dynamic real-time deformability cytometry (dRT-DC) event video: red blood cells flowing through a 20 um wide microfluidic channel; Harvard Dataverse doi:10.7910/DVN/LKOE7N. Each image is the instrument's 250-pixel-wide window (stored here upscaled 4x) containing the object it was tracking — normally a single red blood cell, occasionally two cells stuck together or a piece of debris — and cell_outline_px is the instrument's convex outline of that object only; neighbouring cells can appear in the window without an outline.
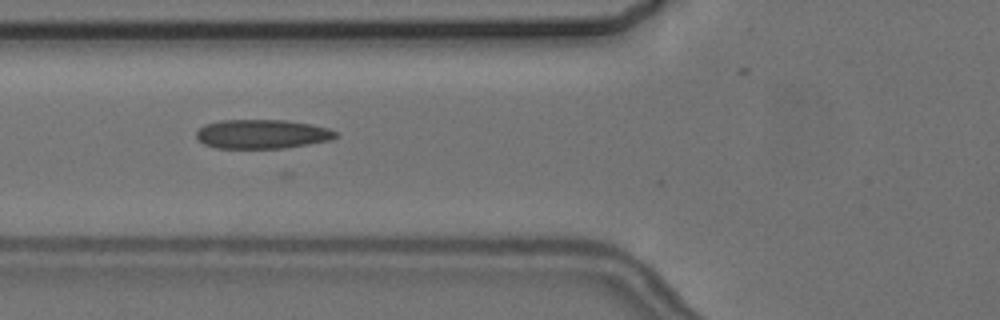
{"species": "common noctule bat (a hibernating species)", "species_latin": "Nyctalus noctula", "temperature_condition": "cold", "stored_images_in_passage": 6, "camera_frame_rate_fps": 3000, "um_per_image_px": 0.085, "animal": {"sex": "female", "body_mass_g": 24.6, "forearm_length_mm": 56.2}, "frame": {"image": 1, "passage_image": 5, "time_ms": 5.667, "image_size_px": [1000, 320], "cell_outline_px": [[340, 136], [332, 140], [284, 148], [216, 148], [204, 144], [196, 136], [196, 132], [204, 124], [220, 120], [284, 120], [312, 124], [328, 128], [336, 132]], "centroid_in_image_um": [22.3, 11.39], "position_along_channel_um": 103.5, "area_um2": 23.76}}
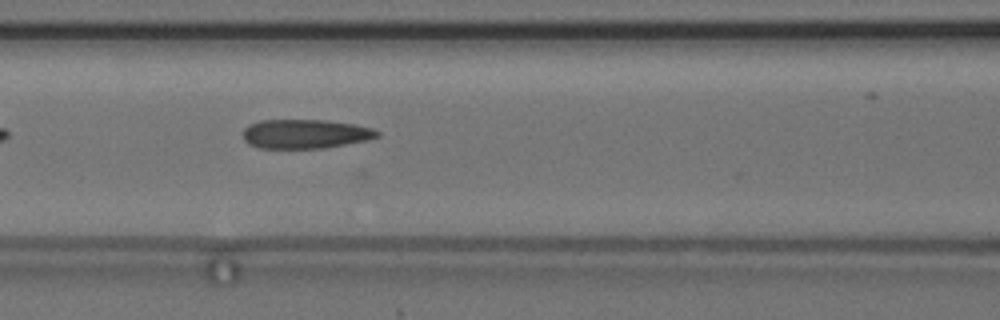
{"frame": {"image": 2, "passage_image": 6, "time_ms": 6.667, "image_size_px": [1000, 320], "cell_outline_px": [[380, 136], [368, 140], [324, 148], [260, 148], [248, 144], [244, 140], [244, 128], [248, 124], [260, 120], [324, 120], [356, 124], [372, 128], [380, 132]], "centroid_in_image_um": [25.96, 11.38], "position_along_channel_um": 140.6, "area_um2": 22.95}}